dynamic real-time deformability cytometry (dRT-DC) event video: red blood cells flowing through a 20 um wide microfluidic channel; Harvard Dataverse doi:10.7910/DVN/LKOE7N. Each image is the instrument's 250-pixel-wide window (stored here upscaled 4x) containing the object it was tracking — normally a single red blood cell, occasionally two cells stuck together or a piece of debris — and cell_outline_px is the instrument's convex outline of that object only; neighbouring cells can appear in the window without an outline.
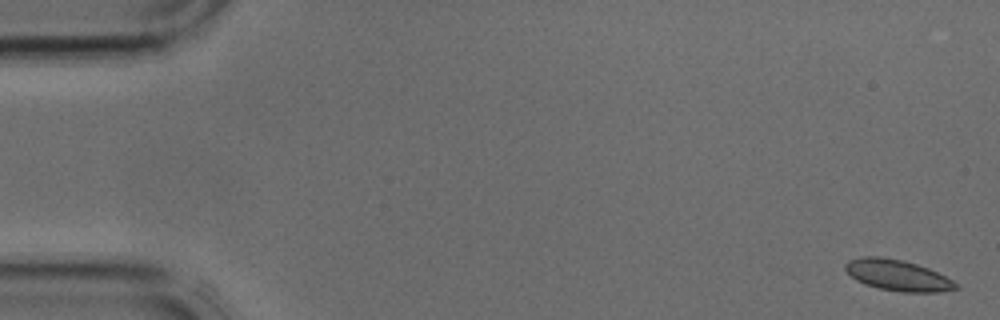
{"species": "common noctule bat (a hibernating species)", "species_latin": "Nyctalus noctula", "temperature_condition": "cold", "stored_images_in_passage": 4, "segment_of_instrument_passage": [2, 2], "camera_frame_rate_fps": 3000, "um_per_image_px": 0.085, "animal": {"sex": "male", "body_mass_g": 17.9, "forearm_length_mm": 54.2}, "frame": {"image": 1, "passage_image": 4, "time_ms": 1.0, "image_size_px": [1000, 320], "cell_outline_px": [[960, 288], [940, 292], [900, 292], [880, 288], [864, 284], [856, 280], [844, 268], [844, 264], [848, 260], [860, 256], [880, 256], [904, 260], [928, 268], [960, 284]], "centroid_in_image_um": [76.3, 23.39], "position_along_channel_um": 8.7, "area_um2": 20.06}}